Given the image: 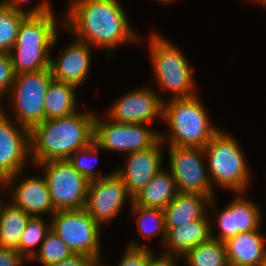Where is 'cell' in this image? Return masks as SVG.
Masks as SVG:
<instances>
[{
	"label": "cell",
	"instance_id": "6da1fadb",
	"mask_svg": "<svg viewBox=\"0 0 266 266\" xmlns=\"http://www.w3.org/2000/svg\"><path fill=\"white\" fill-rule=\"evenodd\" d=\"M68 8L62 26L76 40L106 50L108 57L119 44L140 41L117 0H71Z\"/></svg>",
	"mask_w": 266,
	"mask_h": 266
},
{
	"label": "cell",
	"instance_id": "7a4b0ae2",
	"mask_svg": "<svg viewBox=\"0 0 266 266\" xmlns=\"http://www.w3.org/2000/svg\"><path fill=\"white\" fill-rule=\"evenodd\" d=\"M91 112L44 120L29 130L30 160L34 165L45 161L67 160L74 152L94 141Z\"/></svg>",
	"mask_w": 266,
	"mask_h": 266
},
{
	"label": "cell",
	"instance_id": "3957f363",
	"mask_svg": "<svg viewBox=\"0 0 266 266\" xmlns=\"http://www.w3.org/2000/svg\"><path fill=\"white\" fill-rule=\"evenodd\" d=\"M168 102L163 101L162 119L170 131L168 135L160 134L163 142L168 140V146L204 148L219 131L210 124L207 111L197 95Z\"/></svg>",
	"mask_w": 266,
	"mask_h": 266
},
{
	"label": "cell",
	"instance_id": "277c9868",
	"mask_svg": "<svg viewBox=\"0 0 266 266\" xmlns=\"http://www.w3.org/2000/svg\"><path fill=\"white\" fill-rule=\"evenodd\" d=\"M236 139L220 129L203 148L209 178L220 187L243 193L250 181L246 158ZM213 180V181H212Z\"/></svg>",
	"mask_w": 266,
	"mask_h": 266
},
{
	"label": "cell",
	"instance_id": "5b68a950",
	"mask_svg": "<svg viewBox=\"0 0 266 266\" xmlns=\"http://www.w3.org/2000/svg\"><path fill=\"white\" fill-rule=\"evenodd\" d=\"M152 35L148 47L159 87L173 94L170 99L196 96L193 69L187 58L169 40Z\"/></svg>",
	"mask_w": 266,
	"mask_h": 266
},
{
	"label": "cell",
	"instance_id": "8992f818",
	"mask_svg": "<svg viewBox=\"0 0 266 266\" xmlns=\"http://www.w3.org/2000/svg\"><path fill=\"white\" fill-rule=\"evenodd\" d=\"M53 79L50 68L15 75L8 97L19 125L30 130L45 120V96Z\"/></svg>",
	"mask_w": 266,
	"mask_h": 266
},
{
	"label": "cell",
	"instance_id": "52a82bcc",
	"mask_svg": "<svg viewBox=\"0 0 266 266\" xmlns=\"http://www.w3.org/2000/svg\"><path fill=\"white\" fill-rule=\"evenodd\" d=\"M51 230L73 253L90 256L101 264L100 226L85 210H58L52 215Z\"/></svg>",
	"mask_w": 266,
	"mask_h": 266
},
{
	"label": "cell",
	"instance_id": "ba28073f",
	"mask_svg": "<svg viewBox=\"0 0 266 266\" xmlns=\"http://www.w3.org/2000/svg\"><path fill=\"white\" fill-rule=\"evenodd\" d=\"M37 166L45 171L43 176L57 211L84 209L89 181L67 160L45 161Z\"/></svg>",
	"mask_w": 266,
	"mask_h": 266
},
{
	"label": "cell",
	"instance_id": "9c48e42d",
	"mask_svg": "<svg viewBox=\"0 0 266 266\" xmlns=\"http://www.w3.org/2000/svg\"><path fill=\"white\" fill-rule=\"evenodd\" d=\"M168 151L170 172L178 192L206 195L213 199V185L205 168L203 148L169 146Z\"/></svg>",
	"mask_w": 266,
	"mask_h": 266
},
{
	"label": "cell",
	"instance_id": "30bf717a",
	"mask_svg": "<svg viewBox=\"0 0 266 266\" xmlns=\"http://www.w3.org/2000/svg\"><path fill=\"white\" fill-rule=\"evenodd\" d=\"M98 115L94 121V141L100 149L107 151L136 152L153 146L159 139L157 131L144 124H126L115 122ZM109 120V121H108Z\"/></svg>",
	"mask_w": 266,
	"mask_h": 266
},
{
	"label": "cell",
	"instance_id": "8fae6325",
	"mask_svg": "<svg viewBox=\"0 0 266 266\" xmlns=\"http://www.w3.org/2000/svg\"><path fill=\"white\" fill-rule=\"evenodd\" d=\"M9 118L0 103V177L6 180L7 187L16 182V178L18 181L30 159L29 129Z\"/></svg>",
	"mask_w": 266,
	"mask_h": 266
},
{
	"label": "cell",
	"instance_id": "7c38bea8",
	"mask_svg": "<svg viewBox=\"0 0 266 266\" xmlns=\"http://www.w3.org/2000/svg\"><path fill=\"white\" fill-rule=\"evenodd\" d=\"M127 198L132 202L122 179L113 172L89 182L84 209L102 227L120 213Z\"/></svg>",
	"mask_w": 266,
	"mask_h": 266
},
{
	"label": "cell",
	"instance_id": "4fadbf2b",
	"mask_svg": "<svg viewBox=\"0 0 266 266\" xmlns=\"http://www.w3.org/2000/svg\"><path fill=\"white\" fill-rule=\"evenodd\" d=\"M163 100L147 86L137 88L117 99L106 117L119 123L146 124L156 117L163 118Z\"/></svg>",
	"mask_w": 266,
	"mask_h": 266
},
{
	"label": "cell",
	"instance_id": "5bb4252c",
	"mask_svg": "<svg viewBox=\"0 0 266 266\" xmlns=\"http://www.w3.org/2000/svg\"><path fill=\"white\" fill-rule=\"evenodd\" d=\"M162 143L159 139L153 146L131 152L128 155L125 167L115 173L122 179L128 194L133 198L152 180L162 169Z\"/></svg>",
	"mask_w": 266,
	"mask_h": 266
},
{
	"label": "cell",
	"instance_id": "9a60e30c",
	"mask_svg": "<svg viewBox=\"0 0 266 266\" xmlns=\"http://www.w3.org/2000/svg\"><path fill=\"white\" fill-rule=\"evenodd\" d=\"M238 195L235 200L233 199L226 208L218 213L216 222L220 234L217 236L211 232L213 239L226 242L239 233L251 232L260 228L261 210L253 201L244 199L243 195L240 196V192Z\"/></svg>",
	"mask_w": 266,
	"mask_h": 266
},
{
	"label": "cell",
	"instance_id": "2e32d148",
	"mask_svg": "<svg viewBox=\"0 0 266 266\" xmlns=\"http://www.w3.org/2000/svg\"><path fill=\"white\" fill-rule=\"evenodd\" d=\"M73 42L63 49L59 58L50 59V70L55 80L78 87L89 74L92 48L76 39Z\"/></svg>",
	"mask_w": 266,
	"mask_h": 266
},
{
	"label": "cell",
	"instance_id": "e0dca14e",
	"mask_svg": "<svg viewBox=\"0 0 266 266\" xmlns=\"http://www.w3.org/2000/svg\"><path fill=\"white\" fill-rule=\"evenodd\" d=\"M11 202L29 216L40 217L41 214L52 215L57 211L53 205L50 190L44 176L28 177L19 181L12 191Z\"/></svg>",
	"mask_w": 266,
	"mask_h": 266
},
{
	"label": "cell",
	"instance_id": "ac0fdd59",
	"mask_svg": "<svg viewBox=\"0 0 266 266\" xmlns=\"http://www.w3.org/2000/svg\"><path fill=\"white\" fill-rule=\"evenodd\" d=\"M259 231L239 233L225 242L230 266H260L266 261V238Z\"/></svg>",
	"mask_w": 266,
	"mask_h": 266
},
{
	"label": "cell",
	"instance_id": "d6986e66",
	"mask_svg": "<svg viewBox=\"0 0 266 266\" xmlns=\"http://www.w3.org/2000/svg\"><path fill=\"white\" fill-rule=\"evenodd\" d=\"M207 214L199 220L191 221L184 226L166 229V237L164 240V247L166 252L164 255H176L177 257L183 256L186 252L195 248L201 243L209 241L212 236L211 232L212 226H210V221Z\"/></svg>",
	"mask_w": 266,
	"mask_h": 266
},
{
	"label": "cell",
	"instance_id": "ffe728a7",
	"mask_svg": "<svg viewBox=\"0 0 266 266\" xmlns=\"http://www.w3.org/2000/svg\"><path fill=\"white\" fill-rule=\"evenodd\" d=\"M214 198L191 193H178L176 198L164 209L166 229H174L202 219L208 205L215 206ZM206 204V205H205Z\"/></svg>",
	"mask_w": 266,
	"mask_h": 266
},
{
	"label": "cell",
	"instance_id": "44dd1931",
	"mask_svg": "<svg viewBox=\"0 0 266 266\" xmlns=\"http://www.w3.org/2000/svg\"><path fill=\"white\" fill-rule=\"evenodd\" d=\"M54 13L28 15L21 23L13 46L54 47L58 39Z\"/></svg>",
	"mask_w": 266,
	"mask_h": 266
},
{
	"label": "cell",
	"instance_id": "7402d4cb",
	"mask_svg": "<svg viewBox=\"0 0 266 266\" xmlns=\"http://www.w3.org/2000/svg\"><path fill=\"white\" fill-rule=\"evenodd\" d=\"M178 193L171 172L161 169L145 188L132 198V203L164 210L176 198Z\"/></svg>",
	"mask_w": 266,
	"mask_h": 266
},
{
	"label": "cell",
	"instance_id": "603a6c76",
	"mask_svg": "<svg viewBox=\"0 0 266 266\" xmlns=\"http://www.w3.org/2000/svg\"><path fill=\"white\" fill-rule=\"evenodd\" d=\"M76 86L53 79L45 96V120L67 117L76 113Z\"/></svg>",
	"mask_w": 266,
	"mask_h": 266
},
{
	"label": "cell",
	"instance_id": "cb8c5ba5",
	"mask_svg": "<svg viewBox=\"0 0 266 266\" xmlns=\"http://www.w3.org/2000/svg\"><path fill=\"white\" fill-rule=\"evenodd\" d=\"M29 216L12 203L0 208V247L17 249Z\"/></svg>",
	"mask_w": 266,
	"mask_h": 266
},
{
	"label": "cell",
	"instance_id": "d4e9b609",
	"mask_svg": "<svg viewBox=\"0 0 266 266\" xmlns=\"http://www.w3.org/2000/svg\"><path fill=\"white\" fill-rule=\"evenodd\" d=\"M50 48L52 47L13 46L9 55L15 75L50 68Z\"/></svg>",
	"mask_w": 266,
	"mask_h": 266
},
{
	"label": "cell",
	"instance_id": "484cf974",
	"mask_svg": "<svg viewBox=\"0 0 266 266\" xmlns=\"http://www.w3.org/2000/svg\"><path fill=\"white\" fill-rule=\"evenodd\" d=\"M187 266H230L225 242L211 238L183 255Z\"/></svg>",
	"mask_w": 266,
	"mask_h": 266
},
{
	"label": "cell",
	"instance_id": "4316f807",
	"mask_svg": "<svg viewBox=\"0 0 266 266\" xmlns=\"http://www.w3.org/2000/svg\"><path fill=\"white\" fill-rule=\"evenodd\" d=\"M132 211L137 217V225L139 232L142 233L143 238H149L156 234L162 233V239L166 237V224L164 210L160 208L143 207L135 205L131 201Z\"/></svg>",
	"mask_w": 266,
	"mask_h": 266
},
{
	"label": "cell",
	"instance_id": "83f0119b",
	"mask_svg": "<svg viewBox=\"0 0 266 266\" xmlns=\"http://www.w3.org/2000/svg\"><path fill=\"white\" fill-rule=\"evenodd\" d=\"M27 13L0 4V52L10 53L16 43L19 27Z\"/></svg>",
	"mask_w": 266,
	"mask_h": 266
},
{
	"label": "cell",
	"instance_id": "f1b7e54d",
	"mask_svg": "<svg viewBox=\"0 0 266 266\" xmlns=\"http://www.w3.org/2000/svg\"><path fill=\"white\" fill-rule=\"evenodd\" d=\"M51 230V223H45L43 218L31 216L21 236L19 247L16 249L25 259L29 261L37 252L35 247L41 245L47 233Z\"/></svg>",
	"mask_w": 266,
	"mask_h": 266
},
{
	"label": "cell",
	"instance_id": "f546056e",
	"mask_svg": "<svg viewBox=\"0 0 266 266\" xmlns=\"http://www.w3.org/2000/svg\"><path fill=\"white\" fill-rule=\"evenodd\" d=\"M38 249V252L29 261L37 260L43 266L61 262L73 254L69 247L52 230L47 233Z\"/></svg>",
	"mask_w": 266,
	"mask_h": 266
},
{
	"label": "cell",
	"instance_id": "4dcf8cb0",
	"mask_svg": "<svg viewBox=\"0 0 266 266\" xmlns=\"http://www.w3.org/2000/svg\"><path fill=\"white\" fill-rule=\"evenodd\" d=\"M100 150V147L98 144L93 141L89 146L77 150L74 152L67 161L70 165H72L81 175H83L89 182L101 179L103 177L111 175L113 172H110V174L101 176V171L97 173L94 169V166L96 164L91 163V158L94 159L97 158L98 151Z\"/></svg>",
	"mask_w": 266,
	"mask_h": 266
},
{
	"label": "cell",
	"instance_id": "1f68e13d",
	"mask_svg": "<svg viewBox=\"0 0 266 266\" xmlns=\"http://www.w3.org/2000/svg\"><path fill=\"white\" fill-rule=\"evenodd\" d=\"M118 266H147L149 259L154 255L145 245L130 242ZM103 266L102 264H100Z\"/></svg>",
	"mask_w": 266,
	"mask_h": 266
},
{
	"label": "cell",
	"instance_id": "d6a6232c",
	"mask_svg": "<svg viewBox=\"0 0 266 266\" xmlns=\"http://www.w3.org/2000/svg\"><path fill=\"white\" fill-rule=\"evenodd\" d=\"M15 73L13 70L10 55L5 52H0V102L3 97L11 90L14 82Z\"/></svg>",
	"mask_w": 266,
	"mask_h": 266
},
{
	"label": "cell",
	"instance_id": "836d02e7",
	"mask_svg": "<svg viewBox=\"0 0 266 266\" xmlns=\"http://www.w3.org/2000/svg\"><path fill=\"white\" fill-rule=\"evenodd\" d=\"M4 5L14 8L15 10L27 13L28 15H41L46 13H52V7L47 1H42L39 5L35 6L31 10L23 9V3H27L28 0H3L1 1Z\"/></svg>",
	"mask_w": 266,
	"mask_h": 266
},
{
	"label": "cell",
	"instance_id": "e575fe53",
	"mask_svg": "<svg viewBox=\"0 0 266 266\" xmlns=\"http://www.w3.org/2000/svg\"><path fill=\"white\" fill-rule=\"evenodd\" d=\"M99 264L90 256L82 253H73L61 262L50 266H98Z\"/></svg>",
	"mask_w": 266,
	"mask_h": 266
},
{
	"label": "cell",
	"instance_id": "d590c367",
	"mask_svg": "<svg viewBox=\"0 0 266 266\" xmlns=\"http://www.w3.org/2000/svg\"><path fill=\"white\" fill-rule=\"evenodd\" d=\"M24 260L16 249L0 247V266H22Z\"/></svg>",
	"mask_w": 266,
	"mask_h": 266
},
{
	"label": "cell",
	"instance_id": "8d00e7d4",
	"mask_svg": "<svg viewBox=\"0 0 266 266\" xmlns=\"http://www.w3.org/2000/svg\"><path fill=\"white\" fill-rule=\"evenodd\" d=\"M155 255H153L149 261L147 266H176L175 263V256H171V255H159L158 257H154Z\"/></svg>",
	"mask_w": 266,
	"mask_h": 266
},
{
	"label": "cell",
	"instance_id": "74e56055",
	"mask_svg": "<svg viewBox=\"0 0 266 266\" xmlns=\"http://www.w3.org/2000/svg\"><path fill=\"white\" fill-rule=\"evenodd\" d=\"M0 186L2 187L1 189L3 190L4 189H7V185H6V180L2 177H0ZM2 201L0 200V208H1V205H2Z\"/></svg>",
	"mask_w": 266,
	"mask_h": 266
},
{
	"label": "cell",
	"instance_id": "f35d334b",
	"mask_svg": "<svg viewBox=\"0 0 266 266\" xmlns=\"http://www.w3.org/2000/svg\"><path fill=\"white\" fill-rule=\"evenodd\" d=\"M258 2V4H262L264 7H266V0H253V2Z\"/></svg>",
	"mask_w": 266,
	"mask_h": 266
},
{
	"label": "cell",
	"instance_id": "ab89813d",
	"mask_svg": "<svg viewBox=\"0 0 266 266\" xmlns=\"http://www.w3.org/2000/svg\"><path fill=\"white\" fill-rule=\"evenodd\" d=\"M158 1H161V2H163V3H164V2H165V3H168V2L170 3V2H173L174 0H158Z\"/></svg>",
	"mask_w": 266,
	"mask_h": 266
},
{
	"label": "cell",
	"instance_id": "60d3db41",
	"mask_svg": "<svg viewBox=\"0 0 266 266\" xmlns=\"http://www.w3.org/2000/svg\"><path fill=\"white\" fill-rule=\"evenodd\" d=\"M260 266H266V261L264 263H262Z\"/></svg>",
	"mask_w": 266,
	"mask_h": 266
}]
</instances>
